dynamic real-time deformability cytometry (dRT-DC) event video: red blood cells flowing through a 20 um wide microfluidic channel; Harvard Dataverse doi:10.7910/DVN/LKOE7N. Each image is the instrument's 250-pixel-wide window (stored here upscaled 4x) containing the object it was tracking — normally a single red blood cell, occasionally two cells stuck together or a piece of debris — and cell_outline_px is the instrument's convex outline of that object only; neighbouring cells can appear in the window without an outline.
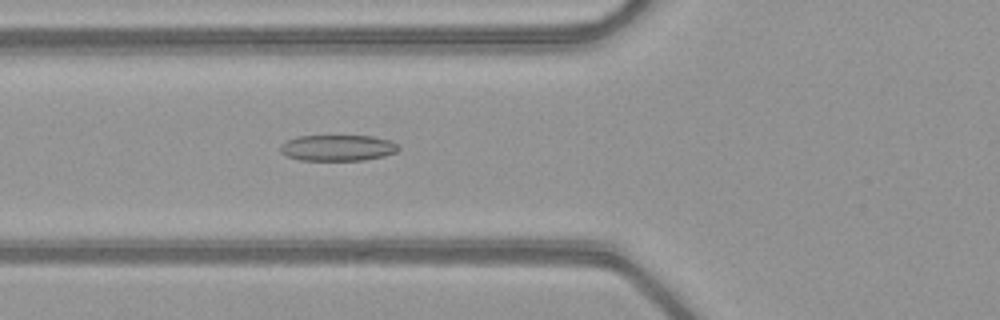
{"species": "common noctule bat (a hibernating species)", "species_latin": "Nyctalus noctula", "temperature_condition": "warm", "stored_images_in_passage": 42, "camera_frame_rate_fps": 3000, "um_per_image_px": 0.085, "animal": {"sex": "female", "body_mass_g": 21.9}, "frame": {"image": 1, "passage_image": 11, "time_ms": 3.333, "image_size_px": [1000, 320], "cell_outline_px": [[400, 148], [396, 152], [384, 156], [364, 160], [300, 160], [288, 156], [280, 152], [280, 144], [296, 136], [372, 136], [392, 140]], "centroid_in_image_um": [28.71, 12.56], "position_along_channel_um": 97.1, "area_um2": 17.98}}
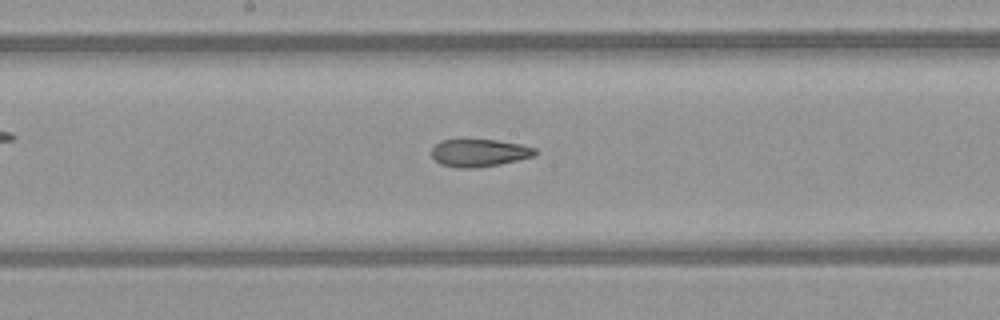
{"frame": {"image": 2, "passage_image": 19, "time_ms": 6.0, "image_size_px": [1000, 320], "cell_outline_px": [[536, 156], [500, 164], [476, 168], [456, 168], [440, 164], [432, 156], [432, 148], [440, 140], [460, 136], [464, 136], [496, 140], [520, 144], [536, 148]], "centroid_in_image_um": [40.69, 12.94], "position_along_channel_um": 207.5, "area_um2": 17.51}}
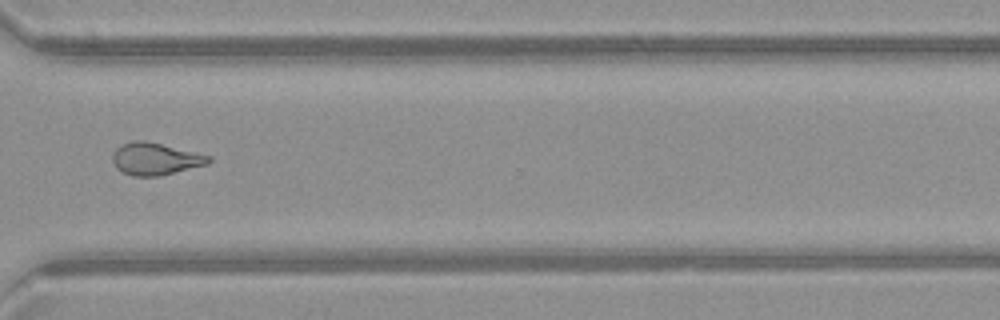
{"frame": {"image": 3, "passage_image": 30, "time_ms": 9.667, "image_size_px": [1000, 320], "cell_outline_px": [[212, 160], [208, 164], [160, 176], [132, 176], [116, 168], [112, 160], [112, 156], [116, 148], [132, 140], [144, 140], [212, 156]], "centroid_in_image_um": [13.21, 13.51], "position_along_channel_um": 357.4, "area_um2": 17.98}, "authors_computed_cell_mechanics": {"area_um2": 18.0047, "velocity_mm_per_s": 4.1011, "shape_relaxation_time_tau1_ms": null, "shape_relaxation_time_tau2_ms": 1.3919, "deformation_change_tau1": null, "deformation_change_tau2": 0.0907}}